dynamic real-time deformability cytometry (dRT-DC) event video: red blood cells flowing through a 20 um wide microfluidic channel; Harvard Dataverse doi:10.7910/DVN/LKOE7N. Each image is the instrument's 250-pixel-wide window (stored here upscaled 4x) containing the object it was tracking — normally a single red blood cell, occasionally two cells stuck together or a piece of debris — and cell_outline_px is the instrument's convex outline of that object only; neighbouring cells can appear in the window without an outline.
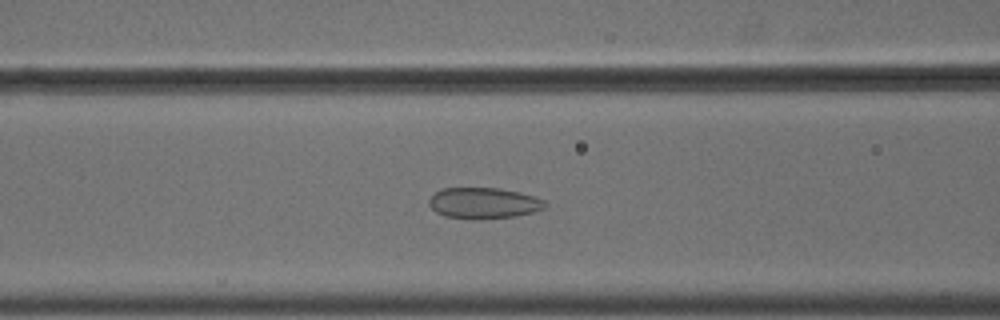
{"species": "common noctule bat (a hibernating species)", "species_latin": "Nyctalus noctula", "temperature_condition": "cold", "stored_images_in_passage": 55, "camera_frame_rate_fps": 3000, "um_per_image_px": 0.085, "animal": {"sex": "male", "body_mass_g": 18.8}, "frame": {"image": 1, "passage_image": 23, "time_ms": 7.333, "image_size_px": [1000, 320], "cell_outline_px": [[548, 204], [544, 208], [536, 212], [516, 216], [472, 220], [444, 216], [436, 212], [428, 204], [428, 200], [436, 192], [444, 188], [500, 188], [520, 192], [544, 200]], "centroid_in_image_um": [41.12, 17.27], "position_along_channel_um": 125.5, "area_um2": 21.15}}
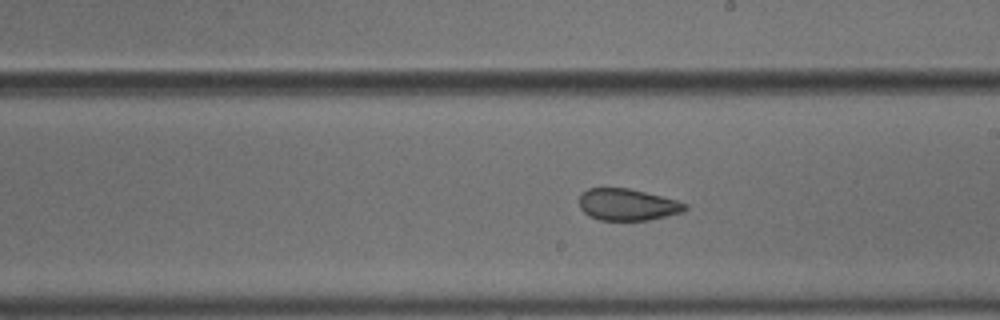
{"frame": {"image": 2, "passage_image": 32, "time_ms": 10.333, "image_size_px": [1000, 320], "cell_outline_px": [[688, 208], [684, 212], [648, 220], [600, 220], [588, 216], [580, 208], [580, 192], [588, 188], [628, 188], [676, 200], [688, 204]], "centroid_in_image_um": [53.32, 17.39], "position_along_channel_um": 235.7, "area_um2": 19.59}}
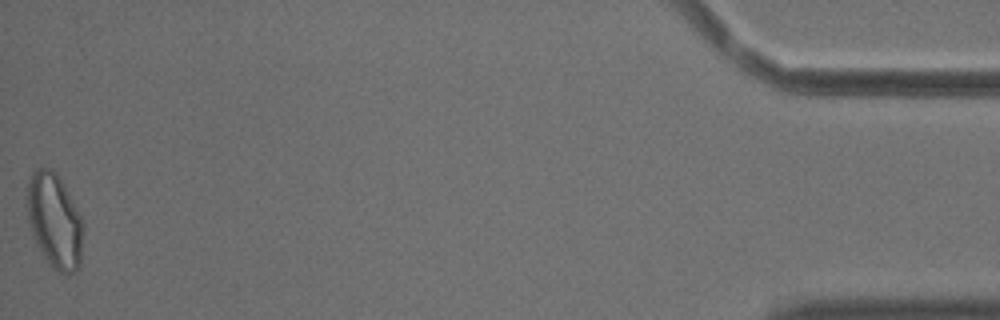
{"frame": {"image": 3, "passage_image": 55, "time_ms": 18.0, "image_size_px": [1000, 320], "cell_outline_px": [[84, 232], [80, 268], [76, 272], [56, 272], [48, 264], [36, 244], [32, 236], [28, 224], [24, 204], [24, 196], [28, 180], [32, 172], [36, 168], [52, 168], [56, 172], [64, 184], [84, 224]], "centroid_in_image_um": [4.6, 18.76], "position_along_channel_um": 430.6, "area_um2": 32.08}, "authors_computed_cell_mechanics": {"area_um2": 23.8714, "velocity_mm_per_s": 3.6673, "shape_relaxation_time_tau1_ms": null, "shape_relaxation_time_tau2_ms": 1.6378, "deformation_change_tau1": null, "deformation_change_tau2": 0.0669}}